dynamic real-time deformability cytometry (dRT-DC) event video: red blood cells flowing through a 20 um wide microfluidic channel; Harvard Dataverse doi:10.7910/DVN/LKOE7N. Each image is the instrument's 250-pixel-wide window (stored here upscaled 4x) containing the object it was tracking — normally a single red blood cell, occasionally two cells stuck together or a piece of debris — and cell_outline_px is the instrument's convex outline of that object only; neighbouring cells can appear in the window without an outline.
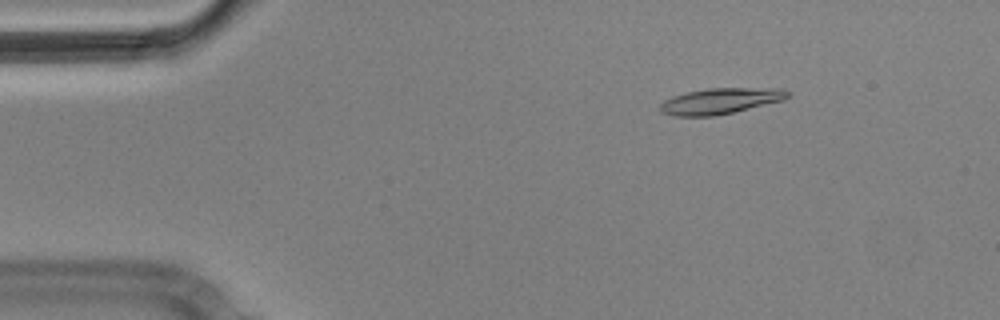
{"species": "Egyptian fruit bat (a non-hibernating species)", "species_latin": "Rousettus aegyptiacus", "temperature_condition": "cold", "stored_images_in_passage": 6, "camera_frame_rate_fps": 3000, "um_per_image_px": 0.085, "animal": {"sex": "male"}, "frame": {"image": 1, "passage_image": 1, "time_ms": 0.0, "image_size_px": [1000, 320], "cell_outline_px": [[792, 92], [784, 100], [716, 116], [672, 116], [660, 112], [660, 104], [664, 100], [672, 96], [688, 92], [708, 88], [780, 88]], "centroid_in_image_um": [61.23, 8.58], "position_along_channel_um": 23.8, "area_um2": 19.31}}
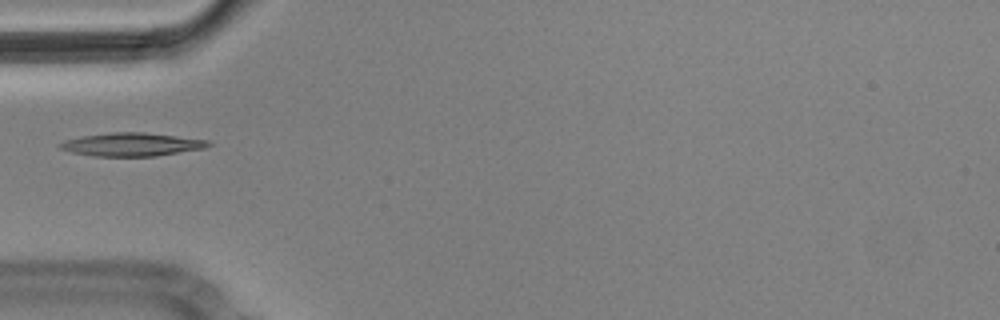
{"frame": {"image": 2, "passage_image": 4, "time_ms": 1.0, "image_size_px": [1000, 320], "cell_outline_px": [[212, 144], [204, 148], [156, 156], [92, 156], [72, 152], [60, 148], [56, 144], [64, 140], [80, 136], [112, 132], [144, 132], [208, 140]], "centroid_in_image_um": [11.15, 12.27], "position_along_channel_um": 73.9, "area_um2": 20.11}}